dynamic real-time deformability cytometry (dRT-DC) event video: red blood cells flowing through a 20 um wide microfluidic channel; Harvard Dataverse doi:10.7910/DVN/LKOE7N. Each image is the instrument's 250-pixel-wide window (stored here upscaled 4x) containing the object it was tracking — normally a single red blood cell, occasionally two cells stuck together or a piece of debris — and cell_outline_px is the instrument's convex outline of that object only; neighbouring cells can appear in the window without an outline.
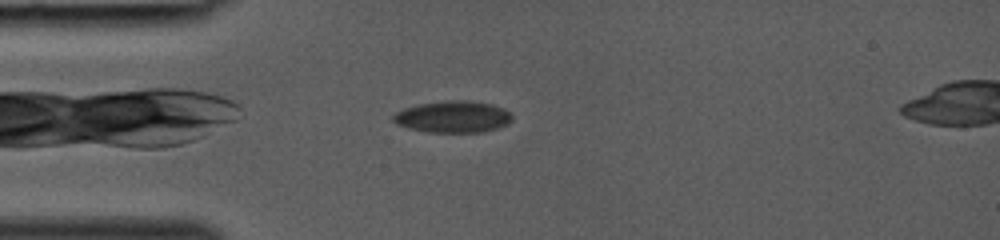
{"species": "common noctule bat (a hibernating species)", "species_latin": "Nyctalus noctula", "temperature_condition": "room temperature", "stored_images_in_passage": 30, "camera_frame_rate_fps": 3000, "um_per_image_px": 0.085, "animal": {"sex": "female", "body_mass_g": 19.0, "forearm_length_mm": 53.3}, "frame": {"image": 1, "passage_image": 1, "time_ms": 0.0, "image_size_px": [1000, 240], "cell_outline_px": [[512, 120], [508, 124], [484, 132], [428, 132], [408, 128], [396, 124], [392, 120], [392, 116], [396, 112], [404, 108], [420, 104], [448, 100], [464, 100], [492, 104], [504, 108], [512, 116]], "centroid_in_image_um": [38.49, 9.93], "position_along_channel_um": 46.5, "area_um2": 21.96}}
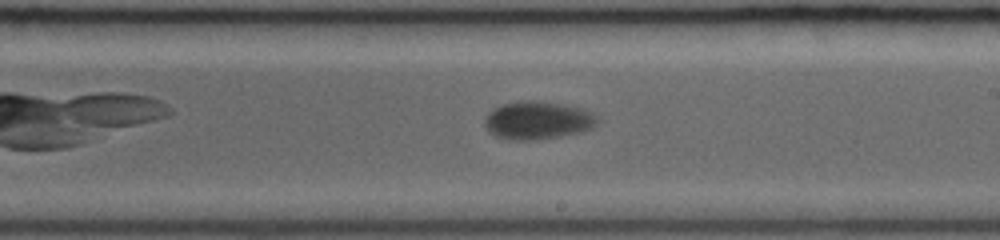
{"frame": {"image": 2, "passage_image": 14, "time_ms": 4.333, "image_size_px": [1000, 240], "cell_outline_px": [[600, 120], [592, 128], [580, 132], [560, 136], [536, 140], [508, 140], [496, 136], [488, 132], [484, 124], [484, 116], [492, 108], [504, 104], [532, 100], [560, 104], [580, 108], [592, 112]], "centroid_in_image_um": [45.67, 10.24], "position_along_channel_um": 243.3, "area_um2": 24.97}}
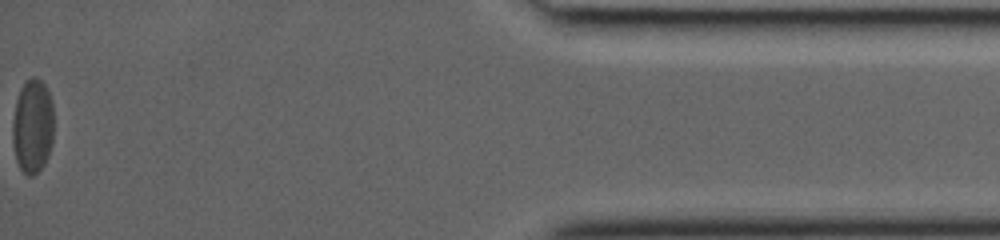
{"frame": {"image": 3, "passage_image": 30, "time_ms": 9.667, "image_size_px": [1000, 240], "cell_outline_px": [[52, 144], [48, 156], [44, 164], [32, 176], [28, 176], [20, 168], [16, 160], [12, 144], [12, 124], [16, 100], [20, 88], [32, 76], [36, 76], [44, 84], [52, 100]], "centroid_in_image_um": [2.75, 10.72], "position_along_channel_um": 432.4, "area_um2": 22.66}}